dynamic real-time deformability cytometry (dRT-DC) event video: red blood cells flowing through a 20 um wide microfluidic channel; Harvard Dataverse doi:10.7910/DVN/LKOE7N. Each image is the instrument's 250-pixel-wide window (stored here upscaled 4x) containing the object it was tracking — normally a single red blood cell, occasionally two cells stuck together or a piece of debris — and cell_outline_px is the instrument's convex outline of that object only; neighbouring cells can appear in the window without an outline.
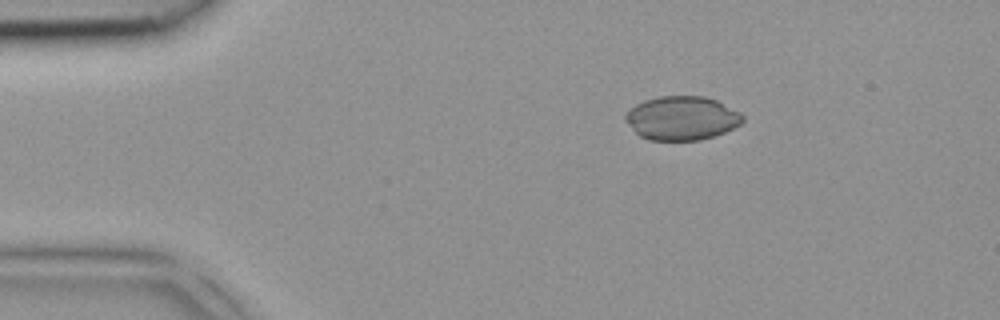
{"species": "common noctule bat (a hibernating species)", "species_latin": "Nyctalus noctula", "temperature_condition": "room temperature", "stored_images_in_passage": 3, "camera_frame_rate_fps": 3000, "um_per_image_px": 0.085, "animal": {"sex": "female", "body_mass_g": 18.4}, "frame": {"image": 1, "passage_image": 1, "time_ms": 0.0, "image_size_px": [1000, 320], "cell_outline_px": [[744, 120], [740, 124], [724, 132], [700, 140], [648, 140], [640, 136], [624, 120], [624, 116], [636, 104], [644, 100], [660, 96], [704, 96], [716, 100], [740, 112], [744, 116]], "centroid_in_image_um": [57.95, 10.04], "position_along_channel_um": 27.0, "area_um2": 29.82}}